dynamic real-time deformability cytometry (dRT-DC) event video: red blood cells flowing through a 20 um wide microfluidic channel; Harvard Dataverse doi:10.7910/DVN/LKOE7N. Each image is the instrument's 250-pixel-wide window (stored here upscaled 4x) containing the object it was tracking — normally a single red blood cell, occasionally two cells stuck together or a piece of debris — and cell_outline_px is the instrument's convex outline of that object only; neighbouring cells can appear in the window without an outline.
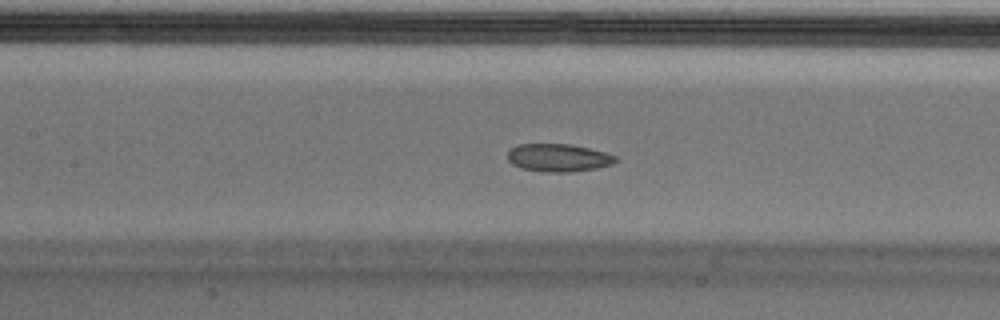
{"species": "Egyptian fruit bat (a non-hibernating species)", "species_latin": "Rousettus aegyptiacus", "temperature_condition": "cold", "stored_images_in_passage": 39, "camera_frame_rate_fps": 3000, "um_per_image_px": 0.085, "animal": {"sex": "male"}, "frame": {"image": 1, "passage_image": 9, "time_ms": 2.667, "image_size_px": [1000, 320], "cell_outline_px": [[620, 160], [612, 164], [596, 168], [572, 172], [544, 172], [520, 168], [512, 164], [508, 160], [508, 152], [516, 144], [568, 144], [588, 148], [604, 152], [616, 156]], "centroid_in_image_um": [47.46, 13.41], "position_along_channel_um": 159.9, "area_um2": 17.57}}
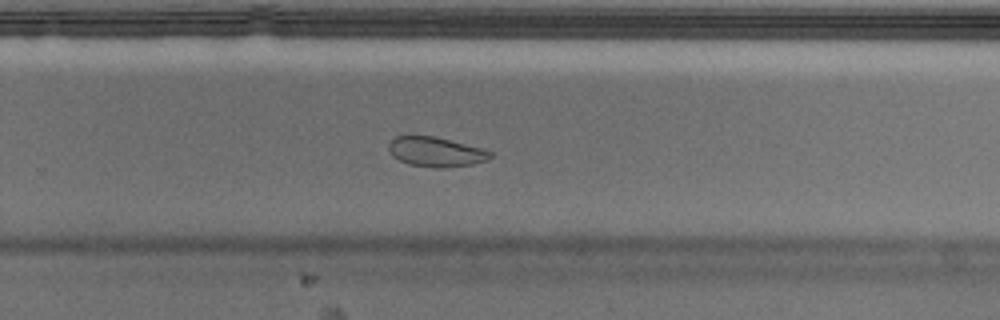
{"frame": {"image": 2, "passage_image": 20, "time_ms": 6.333, "image_size_px": [1000, 320], "cell_outline_px": [[492, 156], [488, 160], [472, 164], [444, 168], [436, 168], [408, 164], [392, 156], [388, 148], [388, 144], [396, 136], [432, 136], [484, 148], [492, 152]], "centroid_in_image_um": [37.07, 12.92], "position_along_channel_um": 292.7, "area_um2": 17.57}}
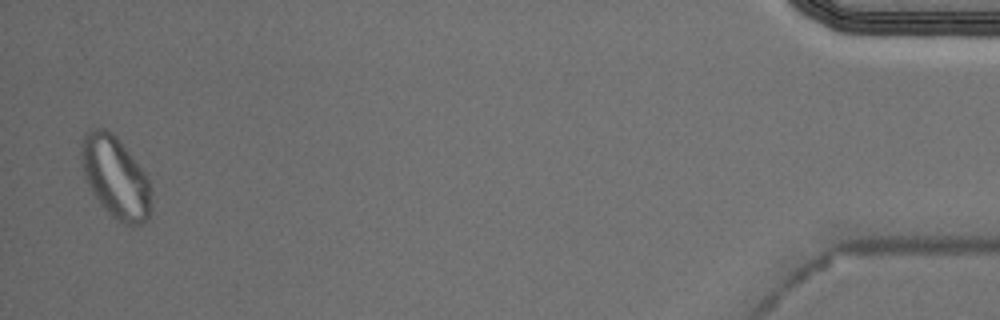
{"frame": {"image": 3, "passage_image": 38, "time_ms": 12.333, "image_size_px": [1000, 320], "cell_outline_px": [[152, 208], [148, 220], [132, 228], [116, 220], [100, 204], [92, 192], [84, 176], [80, 156], [80, 144], [84, 136], [92, 128], [104, 128], [112, 132], [116, 136], [144, 172], [152, 188]], "centroid_in_image_um": [9.83, 15.11], "position_along_channel_um": 425.4, "area_um2": 33.64}, "authors_computed_cell_mechanics": {"area_um2": 18.7272, "velocity_mm_per_s": 3.6359, "shape_relaxation_time_tau1_ms": null, "shape_relaxation_time_tau2_ms": 3.6113, "deformation_change_tau1": null, "deformation_change_tau2": 0.0754}}